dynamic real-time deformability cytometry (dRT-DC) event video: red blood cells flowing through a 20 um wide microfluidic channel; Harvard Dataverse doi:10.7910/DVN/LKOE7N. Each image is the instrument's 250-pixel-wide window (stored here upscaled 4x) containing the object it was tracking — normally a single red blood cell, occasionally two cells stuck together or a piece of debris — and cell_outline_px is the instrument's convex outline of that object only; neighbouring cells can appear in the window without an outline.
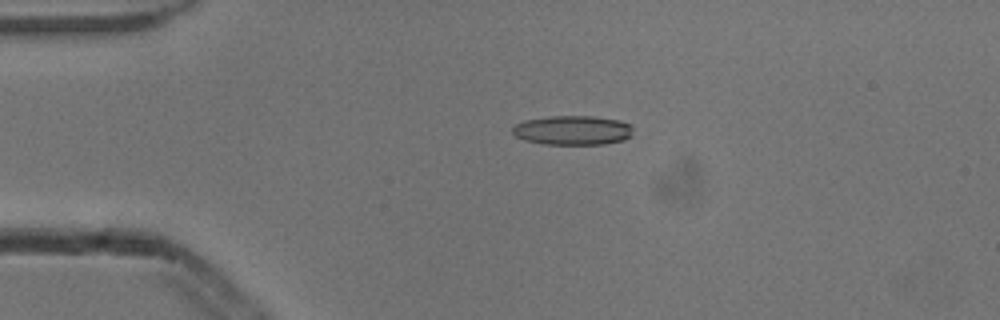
{"species": "common noctule bat (a hibernating species)", "species_latin": "Nyctalus noctula", "temperature_condition": "cold", "stored_images_in_passage": 5, "camera_frame_rate_fps": 3000, "um_per_image_px": 0.085, "animal": {"sex": "male", "body_mass_g": 13.3}, "frame": {"image": 1, "passage_image": 4, "time_ms": 1.0, "image_size_px": [1000, 320], "cell_outline_px": [[632, 136], [624, 140], [604, 144], [544, 144], [524, 140], [516, 136], [512, 132], [512, 128], [516, 124], [524, 120], [548, 116], [592, 116], [620, 120], [628, 124], [632, 128]], "centroid_in_image_um": [48.67, 11.07], "position_along_channel_um": 36.3, "area_um2": 20.69}}